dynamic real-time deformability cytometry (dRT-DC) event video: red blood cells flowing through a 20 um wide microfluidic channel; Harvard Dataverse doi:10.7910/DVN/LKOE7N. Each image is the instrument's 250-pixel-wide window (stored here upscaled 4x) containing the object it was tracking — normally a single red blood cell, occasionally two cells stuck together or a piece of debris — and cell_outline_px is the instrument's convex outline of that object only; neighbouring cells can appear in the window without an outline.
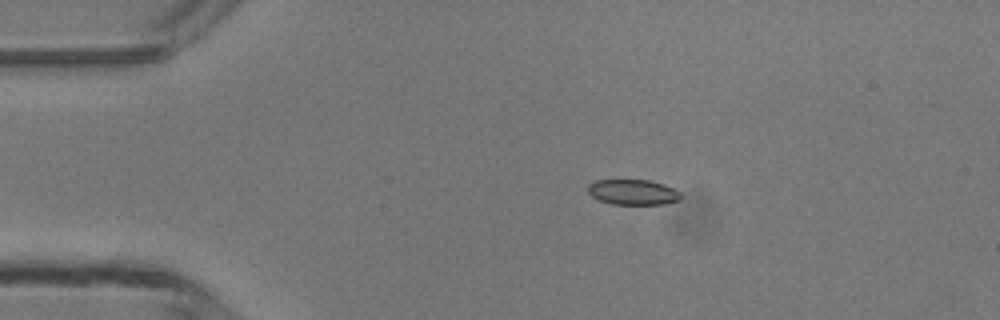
{"species": "common noctule bat (a hibernating species)", "species_latin": "Nyctalus noctula", "temperature_condition": "room temperature", "stored_images_in_passage": 3, "camera_frame_rate_fps": 3000, "um_per_image_px": 0.085, "animal": {"sex": "male", "body_mass_g": 13.3}, "frame": {"image": 1, "passage_image": 2, "time_ms": 1.333, "image_size_px": [1000, 320], "cell_outline_px": [[680, 200], [664, 204], [612, 204], [600, 200], [592, 196], [588, 192], [588, 184], [596, 180], [648, 180], [664, 184], [680, 192]], "centroid_in_image_um": [53.8, 16.33], "position_along_channel_um": 31.2, "area_um2": 13.64}}